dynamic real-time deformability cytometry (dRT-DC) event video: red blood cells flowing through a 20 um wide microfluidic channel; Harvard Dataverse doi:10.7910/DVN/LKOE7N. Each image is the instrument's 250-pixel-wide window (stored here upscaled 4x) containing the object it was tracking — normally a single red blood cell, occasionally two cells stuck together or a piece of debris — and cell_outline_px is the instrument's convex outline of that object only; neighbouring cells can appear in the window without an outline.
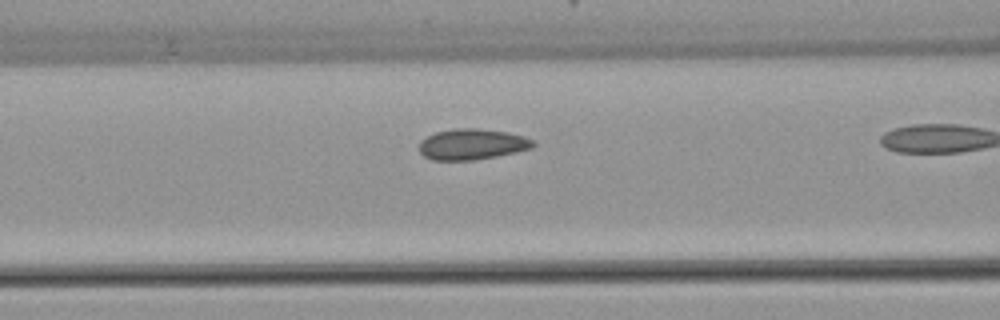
{"species": "common noctule bat (a hibernating species)", "species_latin": "Nyctalus noctula", "temperature_condition": "warm", "stored_images_in_passage": 26, "camera_frame_rate_fps": 3000, "um_per_image_px": 0.085, "animal": {"sex": "female", "body_mass_g": 22.7, "forearm_length_mm": 54.2}, "frame": {"image": 1, "passage_image": 12, "time_ms": 3.667, "image_size_px": [1000, 320], "cell_outline_px": [[536, 144], [532, 148], [516, 152], [476, 160], [432, 160], [424, 156], [420, 152], [420, 140], [436, 132], [456, 128], [476, 128], [508, 132], [524, 136], [532, 140]], "centroid_in_image_um": [40.13, 12.26], "position_along_channel_um": 126.5, "area_um2": 20.46}}
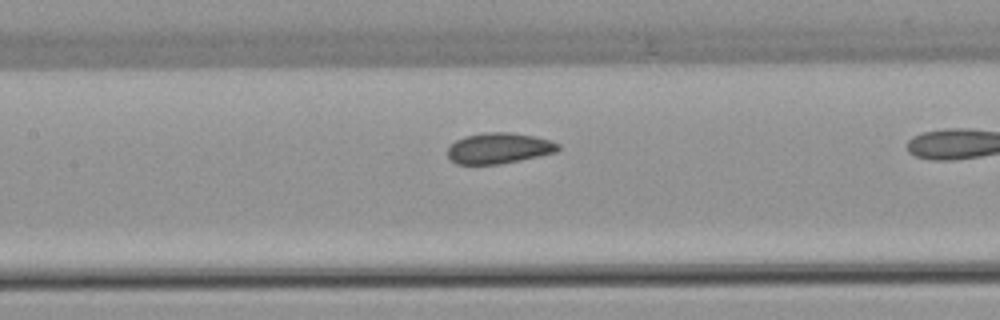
{"frame": {"image": 2, "passage_image": 15, "time_ms": 4.667, "image_size_px": [1000, 320], "cell_outline_px": [[560, 148], [556, 152], [520, 160], [500, 164], [456, 164], [448, 156], [448, 148], [456, 140], [464, 136], [484, 132], [508, 132], [536, 136], [560, 144]], "centroid_in_image_um": [42.41, 12.59], "position_along_channel_um": 165.0, "area_um2": 19.77}}